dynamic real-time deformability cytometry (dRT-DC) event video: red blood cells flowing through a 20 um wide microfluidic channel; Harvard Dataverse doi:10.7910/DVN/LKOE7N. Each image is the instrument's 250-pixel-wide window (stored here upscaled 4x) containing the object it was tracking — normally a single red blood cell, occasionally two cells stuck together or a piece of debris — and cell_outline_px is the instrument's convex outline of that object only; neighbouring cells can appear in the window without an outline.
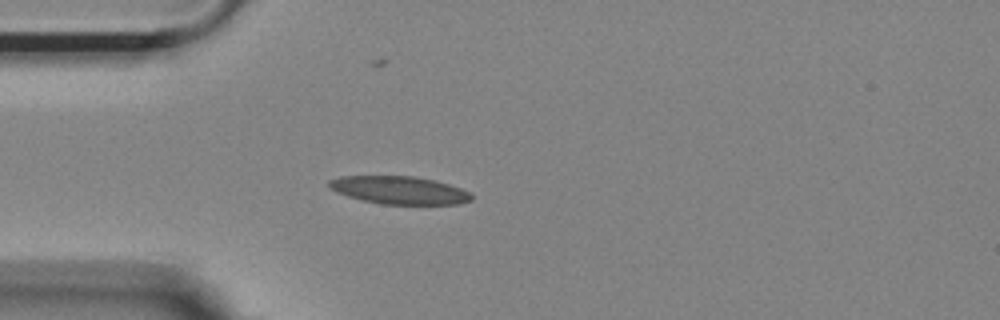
{"species": "Egyptian fruit bat (a non-hibernating species)", "species_latin": "Rousettus aegyptiacus", "temperature_condition": "room temperature", "stored_images_in_passage": 41, "camera_frame_rate_fps": 3000, "um_per_image_px": 0.085, "animal": {"sex": "female"}, "frame": {"image": 1, "passage_image": 1, "time_ms": 0.0, "image_size_px": [1000, 320], "cell_outline_px": [[472, 200], [460, 204], [380, 204], [348, 196], [336, 192], [328, 188], [328, 180], [340, 176], [412, 176], [436, 180], [460, 188], [468, 192], [472, 196]], "centroid_in_image_um": [33.91, 16.16], "position_along_channel_um": 51.1, "area_um2": 23.12}}
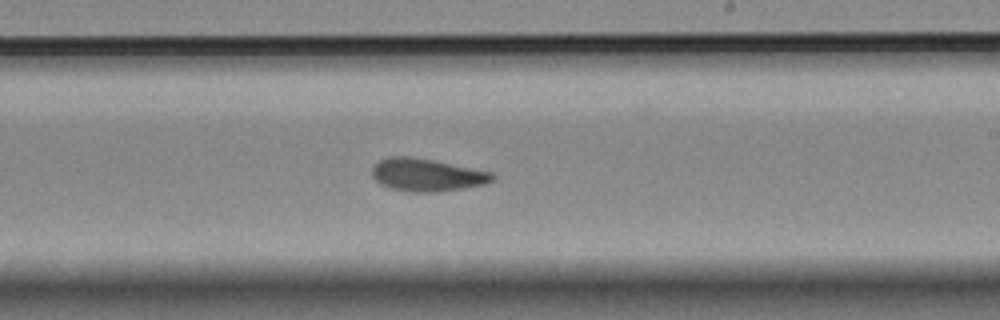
{"frame": {"image": 2, "passage_image": 18, "time_ms": 5.667, "image_size_px": [1000, 320], "cell_outline_px": [[496, 176], [492, 180], [484, 184], [436, 192], [408, 192], [388, 188], [380, 184], [372, 176], [372, 168], [380, 160], [388, 156], [412, 156], [492, 172]], "centroid_in_image_um": [36.23, 14.87], "position_along_channel_um": 252.8, "area_um2": 22.83}}
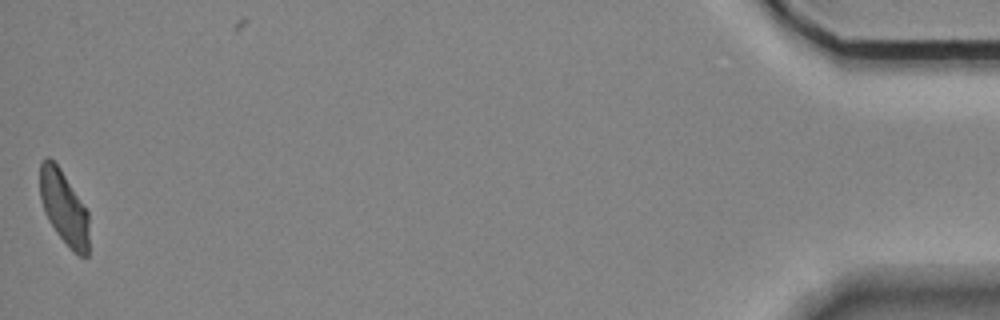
{"frame": {"image": 3, "passage_image": 40, "time_ms": 13.0, "image_size_px": [1000, 320], "cell_outline_px": [[88, 256], [80, 256], [56, 232], [48, 220], [44, 212], [40, 196], [40, 164], [48, 156], [60, 168], [88, 212]], "centroid_in_image_um": [5.42, 17.62], "position_along_channel_um": 429.8, "area_um2": 20.58}, "authors_computed_cell_mechanics": {"area_um2": 22.4264, "velocity_mm_per_s": 3.6937, "shape_relaxation_time_tau1_ms": 6.867, "shape_relaxation_time_tau2_ms": 1.5777, "deformation_change_tau1": 0.1564, "deformation_change_tau2": 0.0761}}